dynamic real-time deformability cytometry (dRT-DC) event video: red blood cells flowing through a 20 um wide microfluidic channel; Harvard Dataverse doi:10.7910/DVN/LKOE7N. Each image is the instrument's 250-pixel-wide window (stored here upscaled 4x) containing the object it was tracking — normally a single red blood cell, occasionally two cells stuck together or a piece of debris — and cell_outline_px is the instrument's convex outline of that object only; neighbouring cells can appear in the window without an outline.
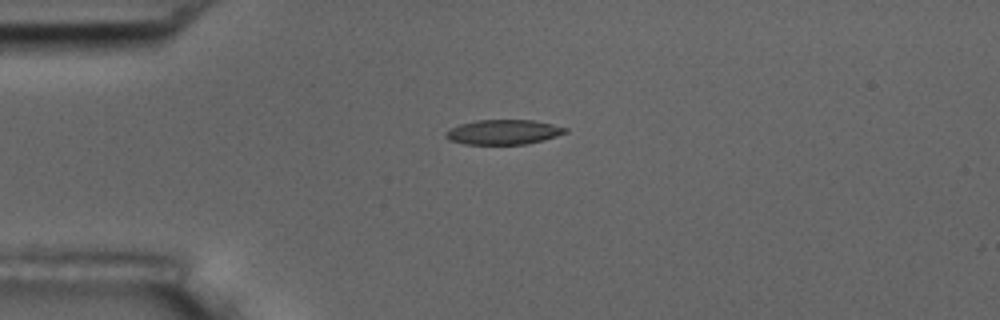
{"species": "common noctule bat (a hibernating species)", "species_latin": "Nyctalus noctula", "temperature_condition": "room temperature", "stored_images_in_passage": 5, "camera_frame_rate_fps": 3000, "um_per_image_px": 0.085, "animal": {"sex": "male", "body_mass_g": 17.5, "forearm_length_mm": 52.3}, "frame": {"image": 1, "passage_image": 1, "time_ms": 0.0, "image_size_px": [1000, 320], "cell_outline_px": [[568, 132], [544, 140], [528, 144], [464, 144], [448, 140], [444, 136], [444, 132], [460, 124], [476, 120], [532, 120], [552, 124], [568, 128]], "centroid_in_image_um": [42.78, 11.23], "position_along_channel_um": 42.2, "area_um2": 17.34}}
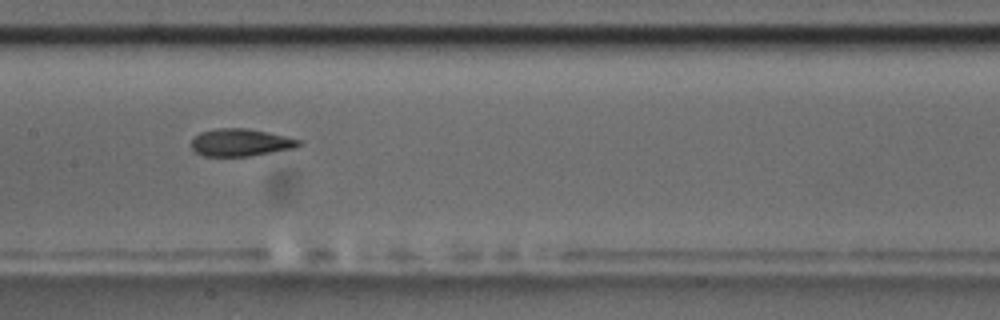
{"frame": {"image": 2, "passage_image": 5, "time_ms": 1.333, "image_size_px": [1000, 320], "cell_outline_px": [[304, 144], [296, 148], [248, 156], [204, 156], [196, 152], [192, 148], [192, 136], [200, 132], [216, 128], [248, 128], [268, 132], [300, 140]], "centroid_in_image_um": [20.45, 12.1], "position_along_channel_um": 187.0, "area_um2": 17.28}}